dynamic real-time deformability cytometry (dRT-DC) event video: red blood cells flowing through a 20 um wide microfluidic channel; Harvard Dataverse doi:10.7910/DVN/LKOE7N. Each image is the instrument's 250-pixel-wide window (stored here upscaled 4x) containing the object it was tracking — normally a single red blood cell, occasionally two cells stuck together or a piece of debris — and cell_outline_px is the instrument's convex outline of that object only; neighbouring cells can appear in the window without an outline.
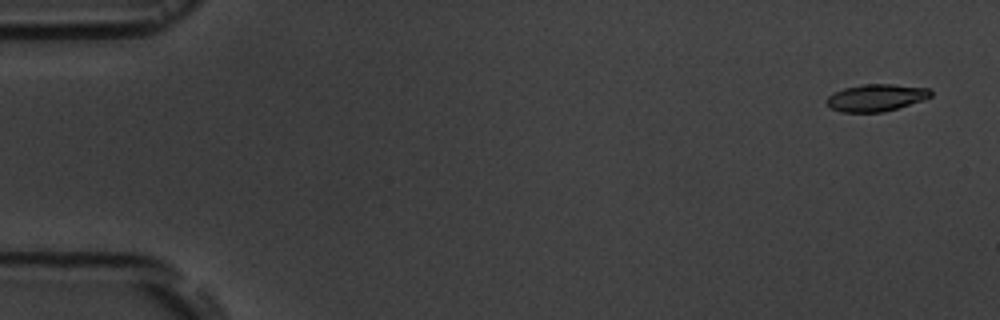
{"species": "common noctule bat (a hibernating species)", "species_latin": "Nyctalus noctula", "temperature_condition": "room temperature", "stored_images_in_passage": 10, "camera_frame_rate_fps": 3000, "um_per_image_px": 0.085, "animal": {"sex": "male", "body_mass_g": 19.5, "forearm_length_mm": 54.6}, "frame": {"image": 1, "passage_image": 1, "time_ms": 0.0, "image_size_px": [1000, 320], "cell_outline_px": [[932, 96], [884, 112], [840, 112], [832, 108], [824, 100], [832, 92], [844, 88], [864, 84], [892, 84], [928, 88], [932, 92]], "centroid_in_image_um": [74.41, 8.29], "position_along_channel_um": 10.6, "area_um2": 16.3}}
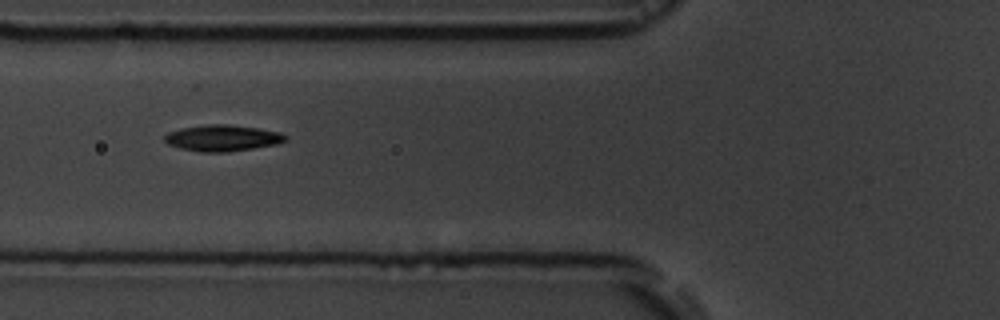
{"frame": {"image": 2, "passage_image": 7, "time_ms": 6.333, "image_size_px": [1000, 320], "cell_outline_px": [[288, 140], [276, 144], [228, 152], [200, 152], [180, 148], [168, 144], [164, 140], [164, 136], [168, 132], [180, 128], [208, 124], [228, 124], [256, 128], [280, 132], [288, 136]], "centroid_in_image_um": [18.9, 11.73], "position_along_channel_um": 106.9, "area_um2": 18.5}}
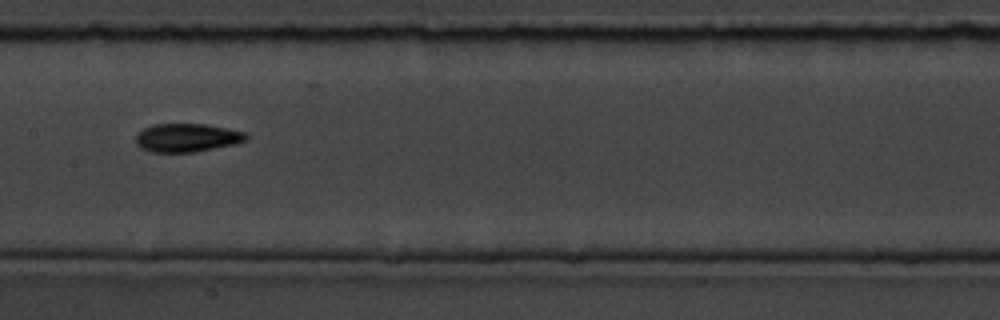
{"frame": {"image": 3, "passage_image": 9, "time_ms": 8.667, "image_size_px": [1000, 320], "cell_outline_px": [[248, 140], [236, 144], [196, 152], [152, 152], [140, 148], [136, 144], [136, 136], [144, 128], [152, 124], [204, 124], [228, 128], [244, 132], [248, 136]], "centroid_in_image_um": [15.91, 11.71], "position_along_channel_um": 191.5, "area_um2": 18.38}}